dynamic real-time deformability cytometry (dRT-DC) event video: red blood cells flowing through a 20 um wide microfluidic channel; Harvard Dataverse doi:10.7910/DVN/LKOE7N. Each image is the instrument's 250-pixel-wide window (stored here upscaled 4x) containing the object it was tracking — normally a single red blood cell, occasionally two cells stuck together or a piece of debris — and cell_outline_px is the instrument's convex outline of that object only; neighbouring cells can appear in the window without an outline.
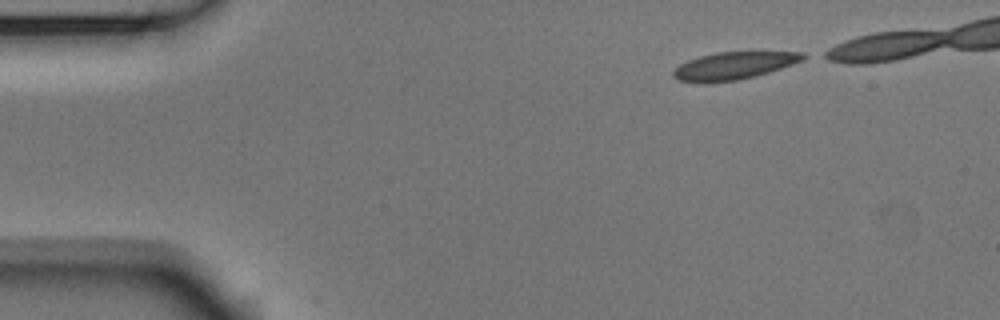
{"species": "Egyptian fruit bat (a non-hibernating species)", "species_latin": "Rousettus aegyptiacus", "temperature_condition": "room temperature", "stored_images_in_passage": 11, "camera_frame_rate_fps": 3000, "um_per_image_px": 0.085, "animal": {"sex": "male"}, "frame": {"image": 1, "passage_image": 1, "time_ms": 0.0, "image_size_px": [1000, 320], "cell_outline_px": [[808, 56], [800, 60], [780, 68], [756, 76], [736, 80], [680, 80], [672, 76], [672, 72], [680, 64], [688, 60], [700, 56], [716, 52], [804, 52]], "centroid_in_image_um": [62.41, 5.54], "position_along_channel_um": 22.6, "area_um2": 19.83}}